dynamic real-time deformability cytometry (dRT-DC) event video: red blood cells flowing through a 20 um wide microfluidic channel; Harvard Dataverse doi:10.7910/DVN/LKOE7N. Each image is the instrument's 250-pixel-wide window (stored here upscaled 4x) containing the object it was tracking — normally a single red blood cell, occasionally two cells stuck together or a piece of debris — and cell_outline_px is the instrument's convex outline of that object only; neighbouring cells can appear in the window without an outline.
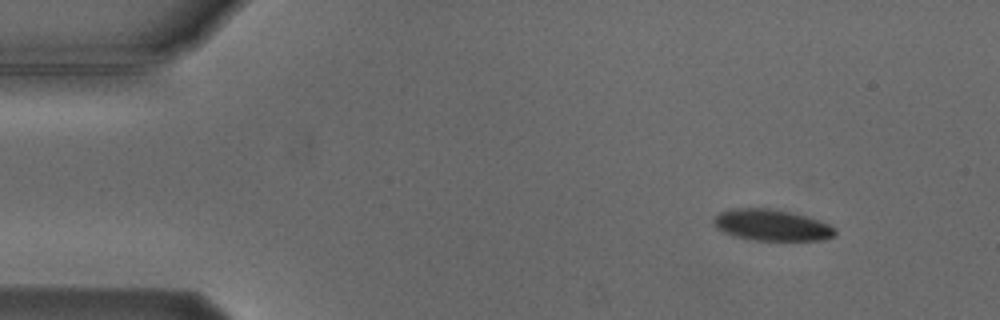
{"species": "Egyptian fruit bat (a non-hibernating species)", "species_latin": "Rousettus aegyptiacus", "temperature_condition": "cold", "stored_images_in_passage": 4, "segment_of_instrument_passage": [1, 2], "camera_frame_rate_fps": 3000, "um_per_image_px": 0.085, "animal": {"sex": "male"}, "frame": {"image": 1, "passage_image": 1, "time_ms": 0.0, "image_size_px": [1000, 320], "cell_outline_px": [[836, 236], [824, 240], [752, 240], [732, 236], [716, 228], [712, 224], [716, 216], [720, 212], [732, 208], [768, 208], [792, 212], [828, 224], [836, 228]], "centroid_in_image_um": [65.58, 19.14], "position_along_channel_um": 19.4, "area_um2": 22.2}}